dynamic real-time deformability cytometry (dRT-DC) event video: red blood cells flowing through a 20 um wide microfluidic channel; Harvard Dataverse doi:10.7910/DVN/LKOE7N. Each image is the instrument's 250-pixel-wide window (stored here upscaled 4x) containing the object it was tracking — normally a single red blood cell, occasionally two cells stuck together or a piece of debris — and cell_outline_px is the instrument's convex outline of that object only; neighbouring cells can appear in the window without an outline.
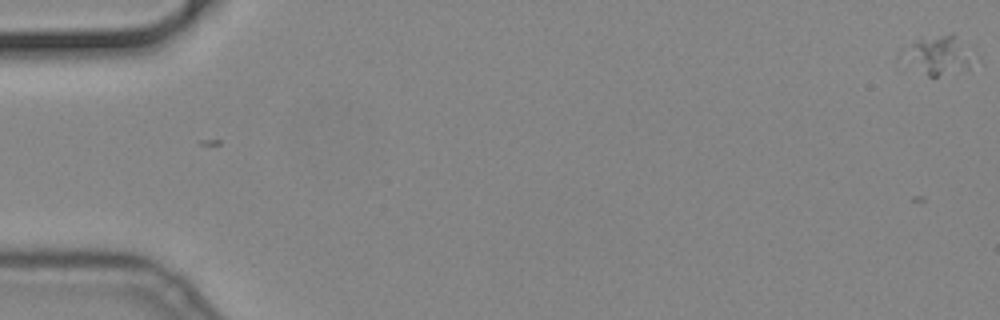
{"species": "common noctule bat (a hibernating species)", "species_latin": "Nyctalus noctula", "temperature_condition": "cold", "stored_images_in_passage": 2, "camera_frame_rate_fps": 3000, "um_per_image_px": 0.085, "animal": {"sex": "male", "body_mass_g": 19.2, "forearm_length_mm": 51.8}, "frame": {"image": 1, "passage_image": 1, "time_ms": 0.0, "image_size_px": [1000, 320], "cell_outline_px": [[980, 56], [968, 68], [936, 76], [928, 76], [908, 48], [916, 40], [952, 32], [976, 48]], "centroid_in_image_um": [80.22, 4.59], "position_along_channel_um": 4.8, "area_um2": 15.03}}